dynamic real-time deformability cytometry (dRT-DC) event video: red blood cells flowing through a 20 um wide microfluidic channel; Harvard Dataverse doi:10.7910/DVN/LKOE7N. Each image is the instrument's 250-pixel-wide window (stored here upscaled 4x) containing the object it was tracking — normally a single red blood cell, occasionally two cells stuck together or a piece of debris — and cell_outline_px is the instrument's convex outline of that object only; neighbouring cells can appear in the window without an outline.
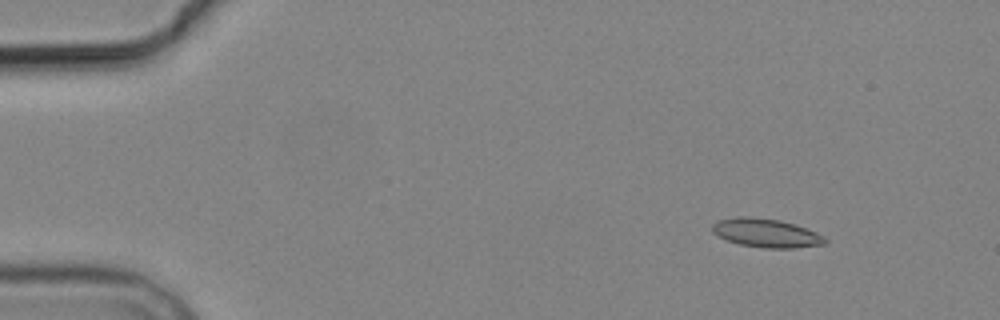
{"species": "common noctule bat (a hibernating species)", "species_latin": "Nyctalus noctula", "temperature_condition": "cold", "stored_images_in_passage": 4, "camera_frame_rate_fps": 3000, "um_per_image_px": 0.085, "animal": {"sex": "male", "body_mass_g": 19.2, "forearm_length_mm": 51.8}, "frame": {"image": 1, "passage_image": 2, "time_ms": 1.333, "image_size_px": [1000, 320], "cell_outline_px": [[828, 240], [824, 244], [792, 248], [764, 248], [740, 244], [728, 240], [712, 232], [712, 224], [720, 220], [736, 216], [748, 216], [780, 220], [796, 224], [816, 232], [824, 236]], "centroid_in_image_um": [65.14, 19.79], "position_along_channel_um": 19.9, "area_um2": 18.79}}